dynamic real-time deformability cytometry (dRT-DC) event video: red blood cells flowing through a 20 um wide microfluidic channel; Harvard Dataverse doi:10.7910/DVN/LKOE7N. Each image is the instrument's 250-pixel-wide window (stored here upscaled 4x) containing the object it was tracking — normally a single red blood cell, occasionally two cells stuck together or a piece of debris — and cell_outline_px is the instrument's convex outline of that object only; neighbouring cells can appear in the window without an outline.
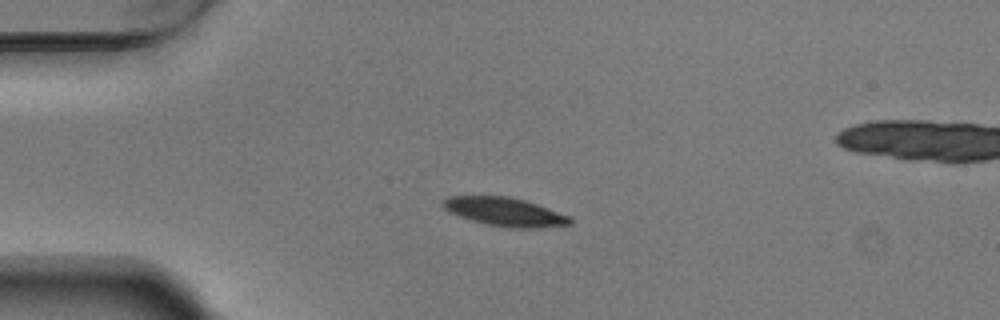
{"species": "Egyptian fruit bat (a non-hibernating species)", "species_latin": "Rousettus aegyptiacus", "temperature_condition": "warm", "stored_images_in_passage": 43, "camera_frame_rate_fps": 3000, "um_per_image_px": 0.085, "animal": {"sex": "male"}, "frame": {"image": 1, "passage_image": 1, "time_ms": 0.0, "image_size_px": [1000, 320], "cell_outline_px": [[572, 224], [536, 228], [512, 228], [484, 224], [448, 212], [440, 204], [440, 200], [448, 196], [508, 196], [524, 200], [536, 204], [568, 216], [572, 220]], "centroid_in_image_um": [42.84, 18.0], "position_along_channel_um": 42.2, "area_um2": 21.1}}
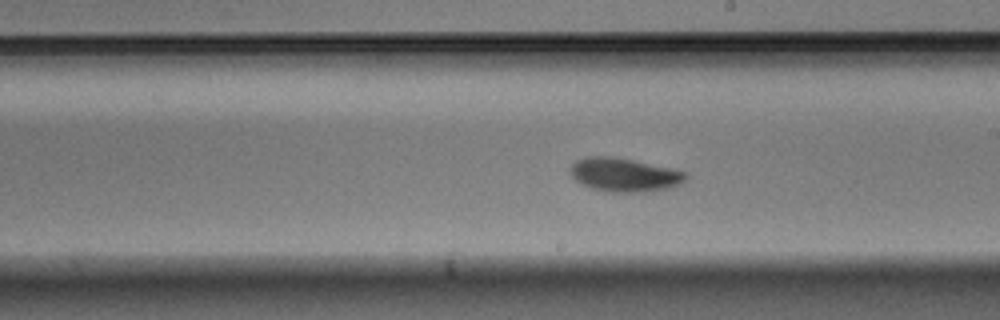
{"frame": {"image": 2, "passage_image": 19, "time_ms": 6.0, "image_size_px": [1000, 320], "cell_outline_px": [[688, 176], [680, 184], [668, 188], [648, 192], [608, 192], [592, 188], [580, 184], [568, 172], [568, 168], [576, 160], [584, 156], [612, 156], [632, 160], [688, 172]], "centroid_in_image_um": [53.02, 14.86], "position_along_channel_um": 236.0, "area_um2": 22.83}}
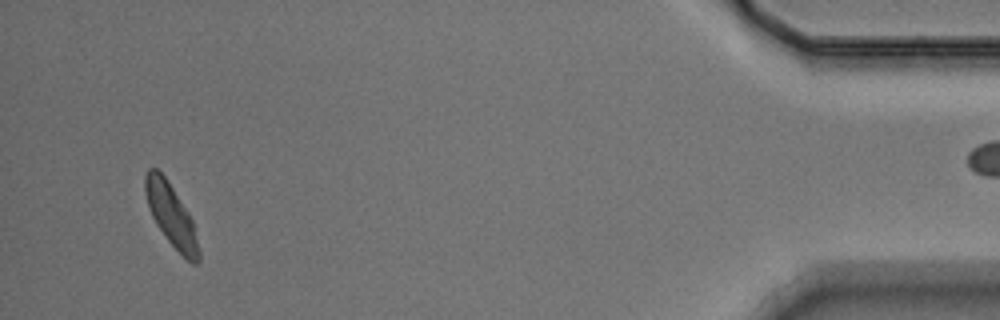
{"frame": {"image": 3, "passage_image": 40, "time_ms": 13.0, "image_size_px": [1000, 320], "cell_outline_px": [[200, 260], [196, 264], [192, 264], [168, 240], [156, 224], [152, 216], [144, 192], [144, 176], [148, 168], [156, 168], [168, 180], [188, 212], [192, 220], [200, 252]], "centroid_in_image_um": [14.54, 18.26], "position_along_channel_um": 420.7, "area_um2": 19.19}}